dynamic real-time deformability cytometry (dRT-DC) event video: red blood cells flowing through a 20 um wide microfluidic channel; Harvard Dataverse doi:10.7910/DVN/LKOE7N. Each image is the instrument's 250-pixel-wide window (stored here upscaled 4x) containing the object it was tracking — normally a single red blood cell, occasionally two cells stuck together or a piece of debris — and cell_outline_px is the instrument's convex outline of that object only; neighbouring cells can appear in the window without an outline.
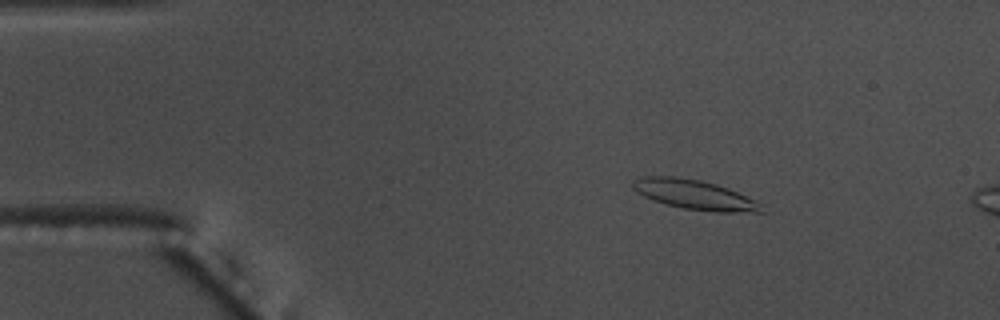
{"species": "common noctule bat (a hibernating species)", "species_latin": "Nyctalus noctula", "temperature_condition": "warm", "stored_images_in_passage": 15, "camera_frame_rate_fps": 3000, "um_per_image_px": 0.085, "animal": {"sex": "male", "body_mass_g": 17.5, "forearm_length_mm": 52.3}, "frame": {"image": 1, "passage_image": 9, "time_ms": 2.667, "image_size_px": [1000, 320], "cell_outline_px": [[764, 212], [712, 212], [684, 208], [668, 204], [644, 196], [636, 192], [632, 188], [632, 180], [644, 176], [672, 176], [700, 180], [716, 184], [728, 188], [760, 204]], "centroid_in_image_um": [58.99, 16.54], "position_along_channel_um": 26.0, "area_um2": 21.79}}